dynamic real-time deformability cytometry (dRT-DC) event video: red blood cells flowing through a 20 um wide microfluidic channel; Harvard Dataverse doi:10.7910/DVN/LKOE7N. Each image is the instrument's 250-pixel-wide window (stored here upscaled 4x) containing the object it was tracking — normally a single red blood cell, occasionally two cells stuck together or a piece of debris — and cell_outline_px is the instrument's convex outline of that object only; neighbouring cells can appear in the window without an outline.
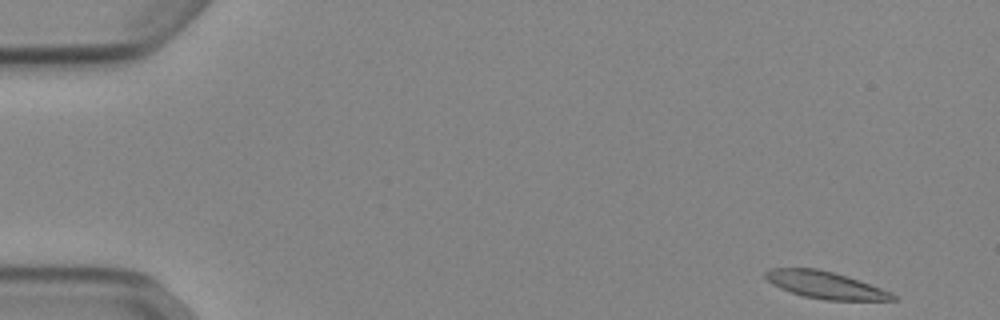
{"species": "Egyptian fruit bat (a non-hibernating species)", "species_latin": "Rousettus aegyptiacus", "temperature_condition": "cold", "stored_images_in_passage": 50, "camera_frame_rate_fps": 3000, "um_per_image_px": 0.085, "animal": {"sex": "female"}, "frame": {"image": 1, "passage_image": 1, "time_ms": 0.0, "image_size_px": [1000, 320], "cell_outline_px": [[896, 300], [824, 300], [804, 296], [780, 288], [772, 284], [764, 276], [764, 272], [772, 268], [816, 268], [848, 276], [880, 288], [896, 296]], "centroid_in_image_um": [70.11, 24.22], "position_along_channel_um": 14.9, "area_um2": 19.83}}
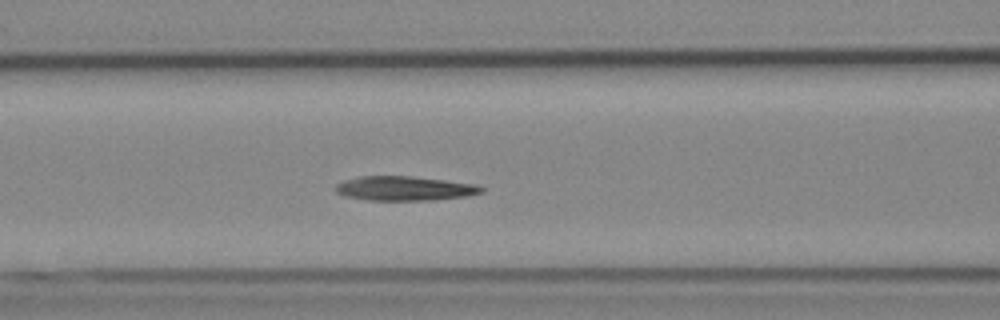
{"frame": {"image": 2, "passage_image": 20, "time_ms": 6.333, "image_size_px": [1000, 320], "cell_outline_px": [[484, 192], [468, 196], [432, 200], [368, 200], [344, 196], [336, 192], [336, 184], [344, 180], [360, 176], [412, 176], [476, 184], [484, 188]], "centroid_in_image_um": [34.4, 16.01], "position_along_channel_um": 132.2, "area_um2": 20.75}}
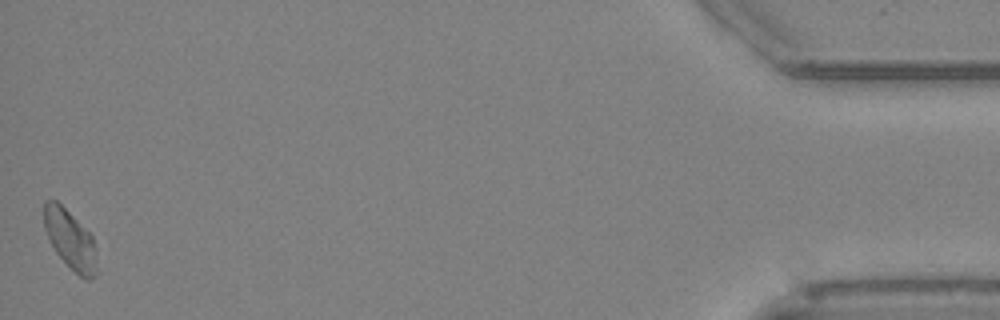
{"frame": {"image": 3, "passage_image": 50, "time_ms": 16.333, "image_size_px": [1000, 320], "cell_outline_px": [[100, 272], [92, 280], [84, 280], [56, 252], [44, 228], [44, 200], [56, 200], [92, 236], [96, 248]], "centroid_in_image_um": [6.04, 20.44], "position_along_channel_um": 429.2, "area_um2": 18.21}, "authors_computed_cell_mechanics": {"area_um2": 20.6924, "velocity_mm_per_s": 3.8523, "shape_relaxation_time_tau1_ms": 2.9566, "shape_relaxation_time_tau2_ms": null, "deformation_change_tau1": 0.1491, "deformation_change_tau2": null}}